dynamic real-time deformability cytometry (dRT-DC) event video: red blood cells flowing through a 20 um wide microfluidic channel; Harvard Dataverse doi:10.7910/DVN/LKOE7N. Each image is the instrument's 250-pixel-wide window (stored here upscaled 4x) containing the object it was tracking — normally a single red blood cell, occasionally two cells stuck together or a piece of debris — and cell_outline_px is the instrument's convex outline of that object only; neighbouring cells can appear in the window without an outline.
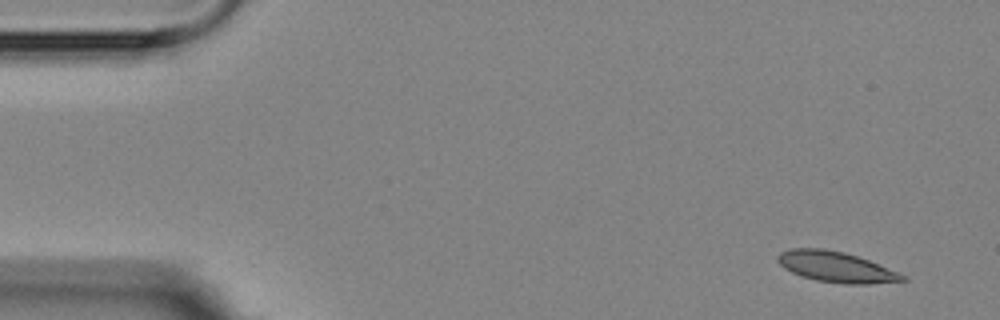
{"species": "Egyptian fruit bat (a non-hibernating species)", "species_latin": "Rousettus aegyptiacus", "temperature_condition": "room temperature", "stored_images_in_passage": 5, "camera_frame_rate_fps": 3000, "um_per_image_px": 0.085, "animal": {"sex": "female"}, "frame": {"image": 1, "passage_image": 1, "time_ms": 0.0, "image_size_px": [1000, 320], "cell_outline_px": [[908, 280], [868, 284], [844, 284], [816, 280], [800, 276], [784, 268], [776, 260], [776, 256], [780, 252], [792, 248], [824, 248], [844, 252], [868, 260], [900, 272], [908, 276]], "centroid_in_image_um": [71.07, 22.69], "position_along_channel_um": 13.9, "area_um2": 22.43}}
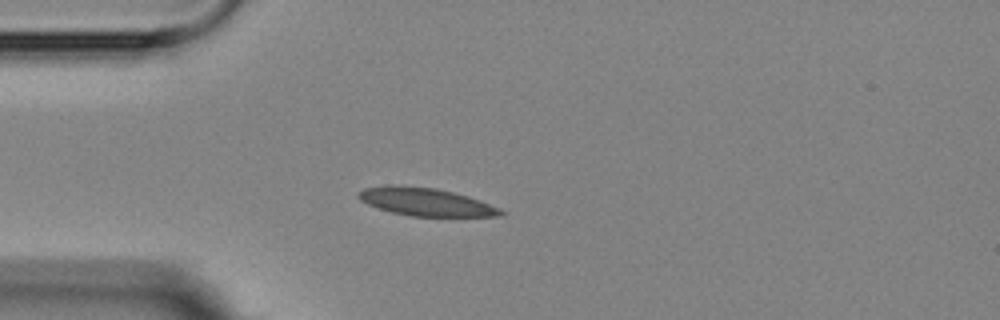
{"frame": {"image": 2, "passage_image": 4, "time_ms": 3.667, "image_size_px": [1000, 320], "cell_outline_px": [[504, 216], [412, 216], [392, 212], [368, 204], [360, 200], [356, 196], [364, 188], [396, 184], [436, 188], [468, 196], [480, 200], [500, 208], [504, 212]], "centroid_in_image_um": [36.2, 17.15], "position_along_channel_um": 48.8, "area_um2": 23.0}}